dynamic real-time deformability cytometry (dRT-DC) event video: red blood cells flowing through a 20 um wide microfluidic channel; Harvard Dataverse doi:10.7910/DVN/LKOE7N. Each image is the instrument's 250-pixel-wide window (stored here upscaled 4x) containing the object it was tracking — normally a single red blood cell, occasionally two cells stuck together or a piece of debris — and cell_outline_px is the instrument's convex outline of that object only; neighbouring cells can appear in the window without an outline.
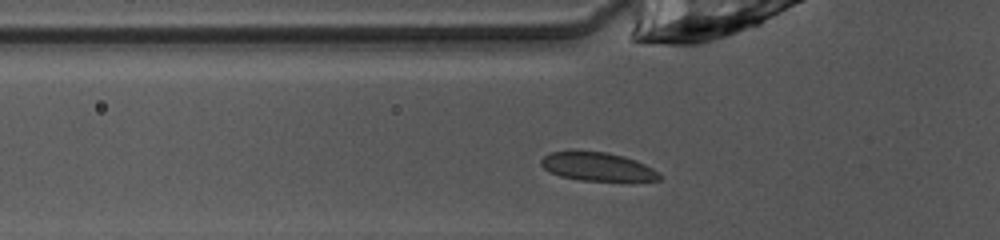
{"species": "common noctule bat (a hibernating species)", "species_latin": "Nyctalus noctula", "temperature_condition": "warm", "stored_images_in_passage": 27, "camera_frame_rate_fps": 3000, "um_per_image_px": 0.085, "animal": {"sex": "female", "body_mass_g": 10.0, "forearm_length_mm": 53.1}, "frame": {"image": 1, "passage_image": 2, "time_ms": 0.333, "image_size_px": [1000, 240], "cell_outline_px": [[660, 180], [580, 180], [560, 176], [544, 168], [540, 164], [540, 160], [544, 156], [552, 152], [572, 148], [608, 152], [624, 156], [636, 160], [652, 168], [660, 176]], "centroid_in_image_um": [50.7, 14.11], "position_along_channel_um": 75.1, "area_um2": 19.88}}
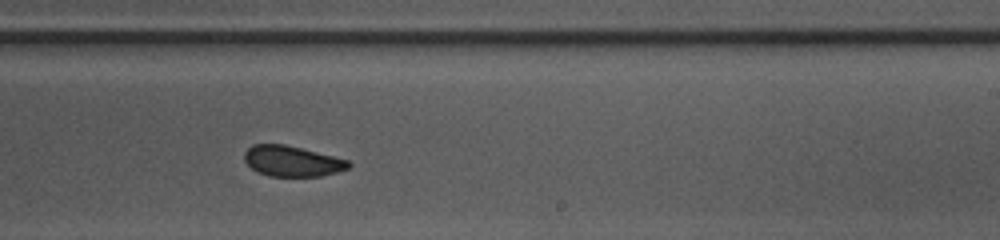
{"frame": {"image": 2, "passage_image": 16, "time_ms": 5.0, "image_size_px": [1000, 240], "cell_outline_px": [[352, 164], [348, 168], [336, 172], [320, 176], [268, 176], [256, 172], [244, 160], [244, 152], [252, 144], [284, 144], [348, 160]], "centroid_in_image_um": [24.79, 13.7], "position_along_channel_um": 264.2, "area_um2": 18.44}}
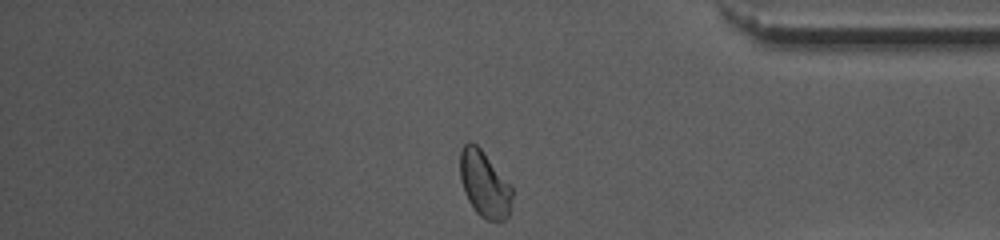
{"frame": {"image": 3, "passage_image": 27, "time_ms": 8.667, "image_size_px": [1000, 240], "cell_outline_px": [[512, 208], [508, 216], [504, 220], [488, 220], [480, 216], [476, 212], [468, 200], [464, 192], [460, 176], [460, 152], [464, 144], [468, 140], [472, 140], [480, 148], [512, 188]], "centroid_in_image_um": [41.16, 15.65], "position_along_channel_um": 394.0, "area_um2": 19.94}, "authors_computed_cell_mechanics": {"area_um2": 19.8254, "velocity_mm_per_s": 4.0278, "shape_relaxation_time_tau1_ms": 2.1047, "shape_relaxation_time_tau2_ms": 0.7864, "deformation_change_tau1": 0.0668, "deformation_change_tau2": 0.0319}}